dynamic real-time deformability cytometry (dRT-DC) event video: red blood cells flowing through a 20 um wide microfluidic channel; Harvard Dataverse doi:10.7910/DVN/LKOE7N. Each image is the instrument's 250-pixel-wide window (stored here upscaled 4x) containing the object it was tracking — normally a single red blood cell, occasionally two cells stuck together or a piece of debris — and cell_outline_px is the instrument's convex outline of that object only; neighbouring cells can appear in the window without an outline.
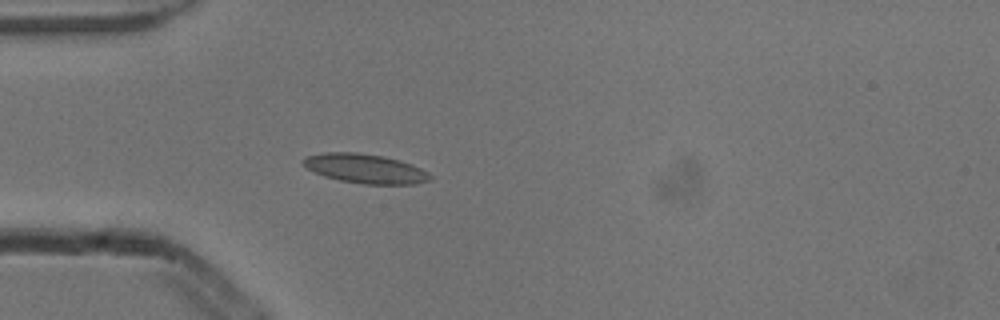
{"species": "common noctule bat (a hibernating species)", "species_latin": "Nyctalus noctula", "temperature_condition": "cold", "stored_images_in_passage": 3, "camera_frame_rate_fps": 3000, "um_per_image_px": 0.085, "animal": {"sex": "male", "body_mass_g": 13.3}, "frame": {"image": 1, "passage_image": 3, "time_ms": 0.667, "image_size_px": [1000, 320], "cell_outline_px": [[432, 180], [416, 184], [364, 184], [340, 180], [324, 176], [300, 164], [300, 160], [304, 156], [324, 152], [360, 152], [384, 156], [400, 160], [412, 164], [428, 172], [432, 176]], "centroid_in_image_um": [31.03, 14.32], "position_along_channel_um": 54.0, "area_um2": 21.96}}